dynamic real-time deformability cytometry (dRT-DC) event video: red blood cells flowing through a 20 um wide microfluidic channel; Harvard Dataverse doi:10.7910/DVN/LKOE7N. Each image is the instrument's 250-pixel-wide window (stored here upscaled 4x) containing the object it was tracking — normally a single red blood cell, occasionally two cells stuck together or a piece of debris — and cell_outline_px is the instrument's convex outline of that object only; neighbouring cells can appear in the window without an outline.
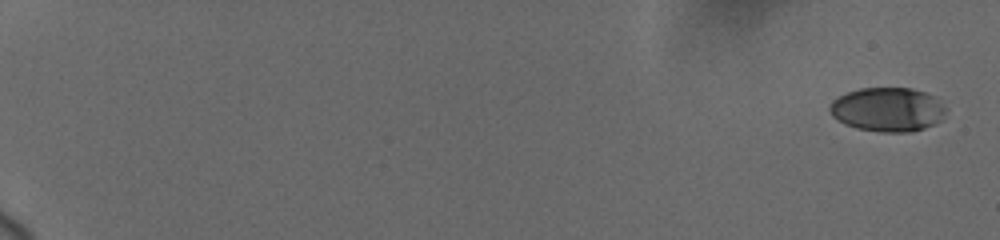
{"species": "human", "species_latin": "Homo sapiens", "temperature_condition": "cold", "stored_images_in_passage": 12, "camera_frame_rate_fps": 3000, "um_per_image_px": 0.085, "donor": {"sex": "female"}, "frame": {"image": 1, "passage_image": 1, "time_ms": 0.0, "image_size_px": [1000, 240], "cell_outline_px": [[948, 112], [940, 120], [924, 128], [912, 132], [884, 132], [856, 128], [844, 124], [832, 116], [828, 108], [828, 104], [832, 100], [848, 92], [860, 88], [912, 88], [936, 96], [948, 108]], "centroid_in_image_um": [75.47, 9.3], "position_along_channel_um": 9.5, "area_um2": 30.17}}
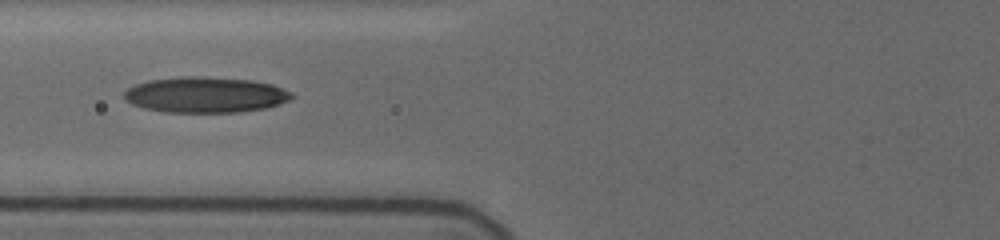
{"frame": {"image": 2, "passage_image": 9, "time_ms": 8.667, "image_size_px": [1000, 240], "cell_outline_px": [[296, 96], [280, 104], [264, 108], [236, 112], [164, 112], [144, 108], [132, 104], [124, 100], [124, 92], [128, 88], [136, 84], [148, 80], [188, 76], [196, 76], [252, 80], [272, 84], [292, 92]], "centroid_in_image_um": [17.46, 8.06], "position_along_channel_um": 108.3, "area_um2": 34.85}}
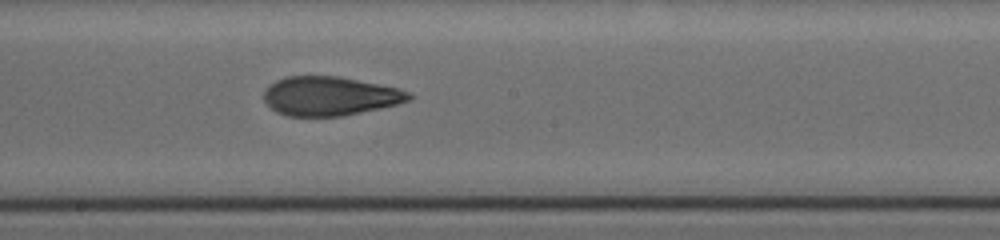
{"frame": {"image": 3, "passage_image": 12, "time_ms": 11.667, "image_size_px": [1000, 240], "cell_outline_px": [[412, 100], [380, 108], [344, 116], [288, 116], [276, 112], [264, 100], [264, 92], [268, 84], [276, 80], [288, 76], [340, 76], [400, 88], [412, 92]], "centroid_in_image_um": [28.06, 8.16], "position_along_channel_um": 220.1, "area_um2": 33.23}}